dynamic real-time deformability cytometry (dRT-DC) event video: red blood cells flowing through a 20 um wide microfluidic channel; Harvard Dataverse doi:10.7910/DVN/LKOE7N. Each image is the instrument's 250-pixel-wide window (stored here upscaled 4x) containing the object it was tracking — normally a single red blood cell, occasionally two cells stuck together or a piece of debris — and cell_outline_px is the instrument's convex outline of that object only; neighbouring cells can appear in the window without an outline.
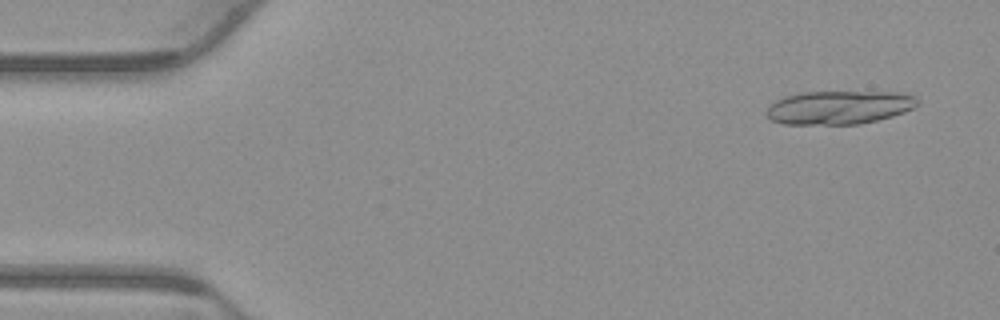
{"species": "common noctule bat (a hibernating species)", "species_latin": "Nyctalus noctula", "temperature_condition": "warm", "stored_images_in_passage": 17, "camera_frame_rate_fps": 3000, "um_per_image_px": 0.085, "animal": {"sex": "male", "body_mass_g": 23.1, "forearm_length_mm": 52.7}, "frame": {"image": 1, "passage_image": 3, "time_ms": 0.667, "image_size_px": [1000, 320], "cell_outline_px": [[916, 104], [912, 108], [904, 112], [892, 116], [860, 124], [784, 124], [768, 120], [764, 112], [776, 100], [784, 96], [800, 92], [904, 92], [916, 96]], "centroid_in_image_um": [71.27, 9.13], "position_along_channel_um": 13.7, "area_um2": 29.59}}